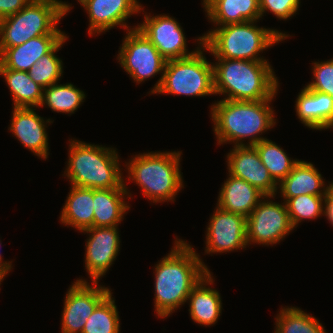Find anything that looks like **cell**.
Returning <instances> with one entry per match:
<instances>
[{
  "mask_svg": "<svg viewBox=\"0 0 333 333\" xmlns=\"http://www.w3.org/2000/svg\"><path fill=\"white\" fill-rule=\"evenodd\" d=\"M85 94L73 84H58L44 88L40 106L47 105L54 112L72 114L84 102Z\"/></svg>",
  "mask_w": 333,
  "mask_h": 333,
  "instance_id": "cell-27",
  "label": "cell"
},
{
  "mask_svg": "<svg viewBox=\"0 0 333 333\" xmlns=\"http://www.w3.org/2000/svg\"><path fill=\"white\" fill-rule=\"evenodd\" d=\"M66 35H42L0 53V64L7 69L28 72L33 64L51 52Z\"/></svg>",
  "mask_w": 333,
  "mask_h": 333,
  "instance_id": "cell-18",
  "label": "cell"
},
{
  "mask_svg": "<svg viewBox=\"0 0 333 333\" xmlns=\"http://www.w3.org/2000/svg\"><path fill=\"white\" fill-rule=\"evenodd\" d=\"M217 60L213 63L214 91L227 95L225 100L261 101L277 94L278 79L267 61Z\"/></svg>",
  "mask_w": 333,
  "mask_h": 333,
  "instance_id": "cell-3",
  "label": "cell"
},
{
  "mask_svg": "<svg viewBox=\"0 0 333 333\" xmlns=\"http://www.w3.org/2000/svg\"><path fill=\"white\" fill-rule=\"evenodd\" d=\"M268 198L275 196H265L246 218L247 245L277 244L294 229L285 202L266 201Z\"/></svg>",
  "mask_w": 333,
  "mask_h": 333,
  "instance_id": "cell-10",
  "label": "cell"
},
{
  "mask_svg": "<svg viewBox=\"0 0 333 333\" xmlns=\"http://www.w3.org/2000/svg\"><path fill=\"white\" fill-rule=\"evenodd\" d=\"M295 106L298 118L308 128L323 130L333 127V97L329 94L305 86L299 93Z\"/></svg>",
  "mask_w": 333,
  "mask_h": 333,
  "instance_id": "cell-19",
  "label": "cell"
},
{
  "mask_svg": "<svg viewBox=\"0 0 333 333\" xmlns=\"http://www.w3.org/2000/svg\"><path fill=\"white\" fill-rule=\"evenodd\" d=\"M212 277L210 272L205 275L192 289L187 299L190 300L191 319L197 324L205 326H213L222 311L220 293L211 287H206L208 284H213Z\"/></svg>",
  "mask_w": 333,
  "mask_h": 333,
  "instance_id": "cell-22",
  "label": "cell"
},
{
  "mask_svg": "<svg viewBox=\"0 0 333 333\" xmlns=\"http://www.w3.org/2000/svg\"><path fill=\"white\" fill-rule=\"evenodd\" d=\"M198 40L200 48L197 47L193 55L166 61L162 83L155 94L200 97L215 94L213 64L203 55V51L206 50L203 36Z\"/></svg>",
  "mask_w": 333,
  "mask_h": 333,
  "instance_id": "cell-8",
  "label": "cell"
},
{
  "mask_svg": "<svg viewBox=\"0 0 333 333\" xmlns=\"http://www.w3.org/2000/svg\"><path fill=\"white\" fill-rule=\"evenodd\" d=\"M65 175L70 184L91 189L126 188L114 148L71 140Z\"/></svg>",
  "mask_w": 333,
  "mask_h": 333,
  "instance_id": "cell-4",
  "label": "cell"
},
{
  "mask_svg": "<svg viewBox=\"0 0 333 333\" xmlns=\"http://www.w3.org/2000/svg\"><path fill=\"white\" fill-rule=\"evenodd\" d=\"M274 333H326L314 316L296 307L282 308L276 317Z\"/></svg>",
  "mask_w": 333,
  "mask_h": 333,
  "instance_id": "cell-29",
  "label": "cell"
},
{
  "mask_svg": "<svg viewBox=\"0 0 333 333\" xmlns=\"http://www.w3.org/2000/svg\"><path fill=\"white\" fill-rule=\"evenodd\" d=\"M126 188L93 189V227L117 226L130 206L123 201L129 191ZM125 196V197H124Z\"/></svg>",
  "mask_w": 333,
  "mask_h": 333,
  "instance_id": "cell-24",
  "label": "cell"
},
{
  "mask_svg": "<svg viewBox=\"0 0 333 333\" xmlns=\"http://www.w3.org/2000/svg\"><path fill=\"white\" fill-rule=\"evenodd\" d=\"M0 245H1V243H0ZM11 263L12 262L2 261V257L0 254V278L2 280H4L6 274L12 269Z\"/></svg>",
  "mask_w": 333,
  "mask_h": 333,
  "instance_id": "cell-37",
  "label": "cell"
},
{
  "mask_svg": "<svg viewBox=\"0 0 333 333\" xmlns=\"http://www.w3.org/2000/svg\"><path fill=\"white\" fill-rule=\"evenodd\" d=\"M79 3L89 16V35L118 25L128 31L130 27L125 21L144 8L137 0H80Z\"/></svg>",
  "mask_w": 333,
  "mask_h": 333,
  "instance_id": "cell-16",
  "label": "cell"
},
{
  "mask_svg": "<svg viewBox=\"0 0 333 333\" xmlns=\"http://www.w3.org/2000/svg\"><path fill=\"white\" fill-rule=\"evenodd\" d=\"M205 253H224L247 246L246 217L216 207L206 230Z\"/></svg>",
  "mask_w": 333,
  "mask_h": 333,
  "instance_id": "cell-12",
  "label": "cell"
},
{
  "mask_svg": "<svg viewBox=\"0 0 333 333\" xmlns=\"http://www.w3.org/2000/svg\"><path fill=\"white\" fill-rule=\"evenodd\" d=\"M0 75L7 82L15 108H39L44 88L35 83L28 72L7 69L0 64Z\"/></svg>",
  "mask_w": 333,
  "mask_h": 333,
  "instance_id": "cell-26",
  "label": "cell"
},
{
  "mask_svg": "<svg viewBox=\"0 0 333 333\" xmlns=\"http://www.w3.org/2000/svg\"><path fill=\"white\" fill-rule=\"evenodd\" d=\"M173 249L155 265V312L168 317L184 304L192 289L210 270L187 242L175 240Z\"/></svg>",
  "mask_w": 333,
  "mask_h": 333,
  "instance_id": "cell-1",
  "label": "cell"
},
{
  "mask_svg": "<svg viewBox=\"0 0 333 333\" xmlns=\"http://www.w3.org/2000/svg\"><path fill=\"white\" fill-rule=\"evenodd\" d=\"M222 186L217 206L225 211L240 214L246 218L262 198L265 197L256 187L230 174Z\"/></svg>",
  "mask_w": 333,
  "mask_h": 333,
  "instance_id": "cell-20",
  "label": "cell"
},
{
  "mask_svg": "<svg viewBox=\"0 0 333 333\" xmlns=\"http://www.w3.org/2000/svg\"><path fill=\"white\" fill-rule=\"evenodd\" d=\"M257 21L219 26L203 36L206 51L215 58L267 61L259 53L289 37L274 29L255 25Z\"/></svg>",
  "mask_w": 333,
  "mask_h": 333,
  "instance_id": "cell-5",
  "label": "cell"
},
{
  "mask_svg": "<svg viewBox=\"0 0 333 333\" xmlns=\"http://www.w3.org/2000/svg\"><path fill=\"white\" fill-rule=\"evenodd\" d=\"M181 153L174 151L138 154L125 165L128 178L134 180L141 187L143 195L153 203L174 201V197L183 188L179 170Z\"/></svg>",
  "mask_w": 333,
  "mask_h": 333,
  "instance_id": "cell-7",
  "label": "cell"
},
{
  "mask_svg": "<svg viewBox=\"0 0 333 333\" xmlns=\"http://www.w3.org/2000/svg\"><path fill=\"white\" fill-rule=\"evenodd\" d=\"M31 0H0V19L19 12Z\"/></svg>",
  "mask_w": 333,
  "mask_h": 333,
  "instance_id": "cell-35",
  "label": "cell"
},
{
  "mask_svg": "<svg viewBox=\"0 0 333 333\" xmlns=\"http://www.w3.org/2000/svg\"><path fill=\"white\" fill-rule=\"evenodd\" d=\"M117 59L136 83L162 73L150 91L151 94H155L162 83L164 72L161 71H164L167 60L136 26L128 30Z\"/></svg>",
  "mask_w": 333,
  "mask_h": 333,
  "instance_id": "cell-9",
  "label": "cell"
},
{
  "mask_svg": "<svg viewBox=\"0 0 333 333\" xmlns=\"http://www.w3.org/2000/svg\"><path fill=\"white\" fill-rule=\"evenodd\" d=\"M65 202L60 216L62 224L70 225L80 232L93 227V189L71 185Z\"/></svg>",
  "mask_w": 333,
  "mask_h": 333,
  "instance_id": "cell-25",
  "label": "cell"
},
{
  "mask_svg": "<svg viewBox=\"0 0 333 333\" xmlns=\"http://www.w3.org/2000/svg\"><path fill=\"white\" fill-rule=\"evenodd\" d=\"M278 185L284 199L304 194L327 195L328 189V187H325L326 184L314 165L301 160Z\"/></svg>",
  "mask_w": 333,
  "mask_h": 333,
  "instance_id": "cell-23",
  "label": "cell"
},
{
  "mask_svg": "<svg viewBox=\"0 0 333 333\" xmlns=\"http://www.w3.org/2000/svg\"><path fill=\"white\" fill-rule=\"evenodd\" d=\"M203 6L218 27L261 18L259 0H203Z\"/></svg>",
  "mask_w": 333,
  "mask_h": 333,
  "instance_id": "cell-21",
  "label": "cell"
},
{
  "mask_svg": "<svg viewBox=\"0 0 333 333\" xmlns=\"http://www.w3.org/2000/svg\"><path fill=\"white\" fill-rule=\"evenodd\" d=\"M261 162L268 169L273 180L279 184L299 162L291 160L282 148L271 140H262L254 145Z\"/></svg>",
  "mask_w": 333,
  "mask_h": 333,
  "instance_id": "cell-28",
  "label": "cell"
},
{
  "mask_svg": "<svg viewBox=\"0 0 333 333\" xmlns=\"http://www.w3.org/2000/svg\"><path fill=\"white\" fill-rule=\"evenodd\" d=\"M93 286L83 279L76 280L66 293L62 312L61 333H81L95 308L111 293L107 287Z\"/></svg>",
  "mask_w": 333,
  "mask_h": 333,
  "instance_id": "cell-11",
  "label": "cell"
},
{
  "mask_svg": "<svg viewBox=\"0 0 333 333\" xmlns=\"http://www.w3.org/2000/svg\"><path fill=\"white\" fill-rule=\"evenodd\" d=\"M227 160L230 175L245 180L265 196L276 195L278 184L261 162L254 146H234L228 153Z\"/></svg>",
  "mask_w": 333,
  "mask_h": 333,
  "instance_id": "cell-15",
  "label": "cell"
},
{
  "mask_svg": "<svg viewBox=\"0 0 333 333\" xmlns=\"http://www.w3.org/2000/svg\"><path fill=\"white\" fill-rule=\"evenodd\" d=\"M119 321L117 306L110 293L87 319L81 333H119Z\"/></svg>",
  "mask_w": 333,
  "mask_h": 333,
  "instance_id": "cell-30",
  "label": "cell"
},
{
  "mask_svg": "<svg viewBox=\"0 0 333 333\" xmlns=\"http://www.w3.org/2000/svg\"><path fill=\"white\" fill-rule=\"evenodd\" d=\"M327 195H299L284 199L293 228L305 219H315L324 214L323 204Z\"/></svg>",
  "mask_w": 333,
  "mask_h": 333,
  "instance_id": "cell-32",
  "label": "cell"
},
{
  "mask_svg": "<svg viewBox=\"0 0 333 333\" xmlns=\"http://www.w3.org/2000/svg\"><path fill=\"white\" fill-rule=\"evenodd\" d=\"M312 64H314L313 79L315 80L307 84L306 87L333 97V59Z\"/></svg>",
  "mask_w": 333,
  "mask_h": 333,
  "instance_id": "cell-33",
  "label": "cell"
},
{
  "mask_svg": "<svg viewBox=\"0 0 333 333\" xmlns=\"http://www.w3.org/2000/svg\"><path fill=\"white\" fill-rule=\"evenodd\" d=\"M137 28L166 59H179L193 55L196 51L186 49V38L176 19L167 15H145L144 22Z\"/></svg>",
  "mask_w": 333,
  "mask_h": 333,
  "instance_id": "cell-13",
  "label": "cell"
},
{
  "mask_svg": "<svg viewBox=\"0 0 333 333\" xmlns=\"http://www.w3.org/2000/svg\"><path fill=\"white\" fill-rule=\"evenodd\" d=\"M327 196L324 203V214L333 226V182L327 185Z\"/></svg>",
  "mask_w": 333,
  "mask_h": 333,
  "instance_id": "cell-36",
  "label": "cell"
},
{
  "mask_svg": "<svg viewBox=\"0 0 333 333\" xmlns=\"http://www.w3.org/2000/svg\"><path fill=\"white\" fill-rule=\"evenodd\" d=\"M67 38L68 36L29 69L28 74L31 79L41 87L47 88L48 86L57 83L62 77L63 62L55 55V52L57 53V51H59Z\"/></svg>",
  "mask_w": 333,
  "mask_h": 333,
  "instance_id": "cell-31",
  "label": "cell"
},
{
  "mask_svg": "<svg viewBox=\"0 0 333 333\" xmlns=\"http://www.w3.org/2000/svg\"><path fill=\"white\" fill-rule=\"evenodd\" d=\"M72 8L60 0H31L19 12L0 19V53L42 35H66L56 26Z\"/></svg>",
  "mask_w": 333,
  "mask_h": 333,
  "instance_id": "cell-6",
  "label": "cell"
},
{
  "mask_svg": "<svg viewBox=\"0 0 333 333\" xmlns=\"http://www.w3.org/2000/svg\"><path fill=\"white\" fill-rule=\"evenodd\" d=\"M273 99L261 101H238L222 99L211 106V117L217 143L234 146H254L267 138L260 137L276 124L274 111L270 107ZM259 136V137H258ZM249 138V143H243Z\"/></svg>",
  "mask_w": 333,
  "mask_h": 333,
  "instance_id": "cell-2",
  "label": "cell"
},
{
  "mask_svg": "<svg viewBox=\"0 0 333 333\" xmlns=\"http://www.w3.org/2000/svg\"><path fill=\"white\" fill-rule=\"evenodd\" d=\"M33 108L13 107L10 130L24 147L40 158L48 157L47 123Z\"/></svg>",
  "mask_w": 333,
  "mask_h": 333,
  "instance_id": "cell-17",
  "label": "cell"
},
{
  "mask_svg": "<svg viewBox=\"0 0 333 333\" xmlns=\"http://www.w3.org/2000/svg\"><path fill=\"white\" fill-rule=\"evenodd\" d=\"M300 0H259L261 17L270 10L277 18L286 20L296 14Z\"/></svg>",
  "mask_w": 333,
  "mask_h": 333,
  "instance_id": "cell-34",
  "label": "cell"
},
{
  "mask_svg": "<svg viewBox=\"0 0 333 333\" xmlns=\"http://www.w3.org/2000/svg\"><path fill=\"white\" fill-rule=\"evenodd\" d=\"M81 232L89 233L86 241L85 269L93 282L104 276L120 251L118 226L90 227Z\"/></svg>",
  "mask_w": 333,
  "mask_h": 333,
  "instance_id": "cell-14",
  "label": "cell"
}]
</instances>
